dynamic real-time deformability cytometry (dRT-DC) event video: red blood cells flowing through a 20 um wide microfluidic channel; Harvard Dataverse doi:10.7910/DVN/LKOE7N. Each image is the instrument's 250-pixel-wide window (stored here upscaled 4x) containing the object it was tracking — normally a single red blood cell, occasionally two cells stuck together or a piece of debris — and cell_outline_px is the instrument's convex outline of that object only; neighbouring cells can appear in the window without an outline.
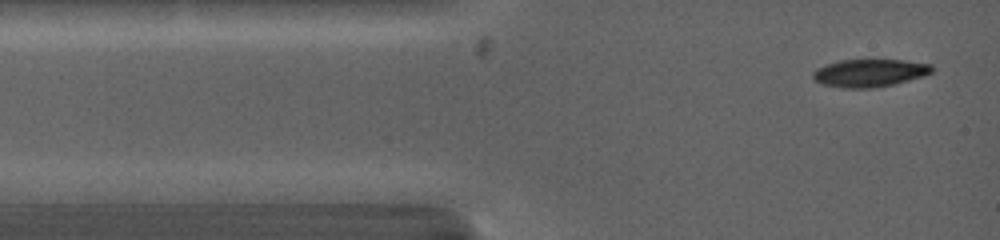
{"species": "common noctule bat (a hibernating species)", "species_latin": "Nyctalus noctula", "temperature_condition": "warm", "stored_images_in_passage": 13, "camera_frame_rate_fps": 5000, "um_per_image_px": 0.085, "animal": {"sex": "female", "body_mass_g": 19.0, "forearm_length_mm": 53.3}, "frame": {"image": 1, "passage_image": 1, "time_ms": 0.0, "image_size_px": [1000, 240], "cell_outline_px": [[932, 72], [924, 76], [896, 84], [872, 88], [844, 88], [824, 84], [812, 80], [812, 72], [816, 68], [824, 64], [840, 60], [904, 60], [932, 64]], "centroid_in_image_um": [73.89, 6.2], "position_along_channel_um": 11.1, "area_um2": 19.42}}
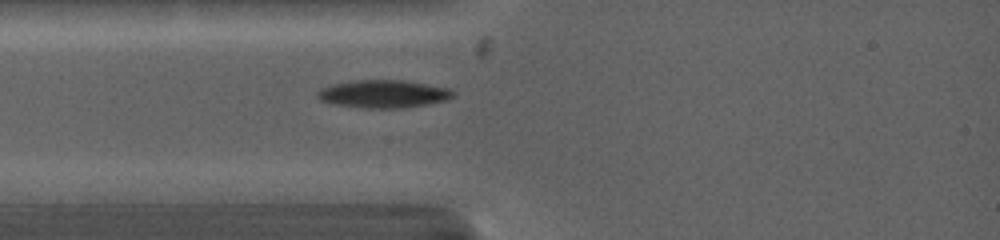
{"frame": {"image": 2, "passage_image": 11, "time_ms": 2.0, "image_size_px": [1000, 240], "cell_outline_px": [[456, 92], [448, 100], [404, 108], [364, 108], [332, 104], [320, 100], [316, 96], [316, 92], [320, 88], [332, 84], [352, 80], [404, 80], [448, 88]], "centroid_in_image_um": [32.55, 7.98], "position_along_channel_um": 52.5, "area_um2": 22.14}}